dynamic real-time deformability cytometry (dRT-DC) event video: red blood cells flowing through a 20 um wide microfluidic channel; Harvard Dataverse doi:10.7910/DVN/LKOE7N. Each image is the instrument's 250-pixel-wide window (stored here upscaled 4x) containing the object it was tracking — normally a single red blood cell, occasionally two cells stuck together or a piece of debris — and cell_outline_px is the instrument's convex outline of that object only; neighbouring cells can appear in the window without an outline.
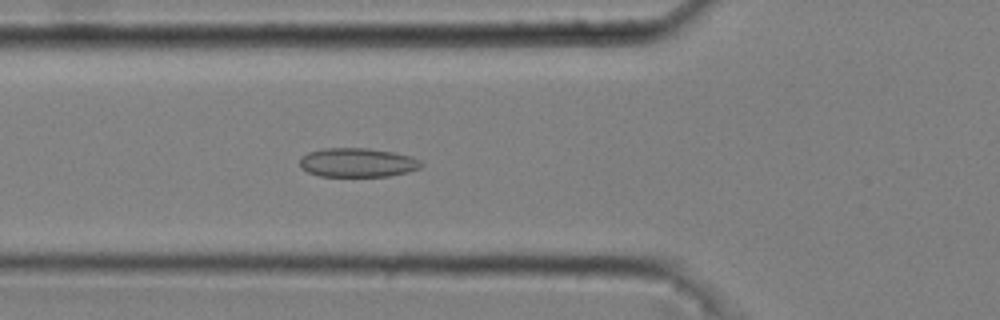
{"species": "common noctule bat (a hibernating species)", "species_latin": "Nyctalus noctula", "temperature_condition": "cold", "stored_images_in_passage": 52, "camera_frame_rate_fps": 3000, "um_per_image_px": 0.085, "animal": {"sex": "male", "body_mass_g": 20.4}, "frame": {"image": 1, "passage_image": 19, "time_ms": 6.0, "image_size_px": [1000, 320], "cell_outline_px": [[424, 164], [420, 168], [408, 172], [388, 176], [320, 176], [308, 172], [300, 168], [300, 160], [308, 152], [324, 148], [368, 148], [392, 152], [412, 156], [420, 160]], "centroid_in_image_um": [30.41, 13.82], "position_along_channel_um": 95.4, "area_um2": 20.58}}
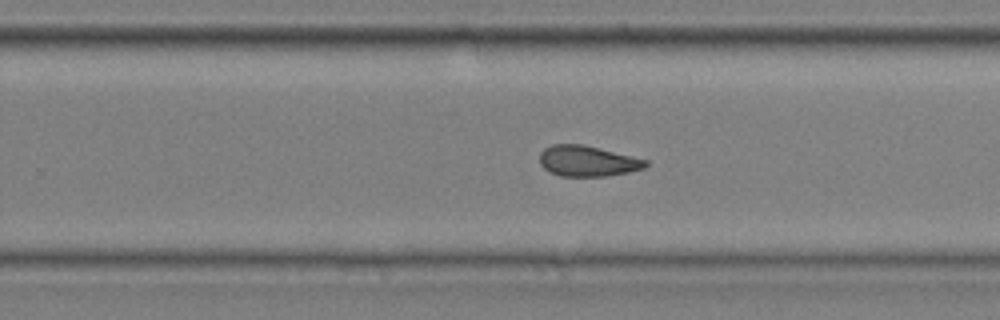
{"frame": {"image": 2, "passage_image": 34, "time_ms": 11.0, "image_size_px": [1000, 320], "cell_outline_px": [[648, 164], [644, 168], [628, 172], [604, 176], [560, 176], [544, 168], [540, 164], [540, 152], [544, 148], [552, 144], [584, 144], [648, 160]], "centroid_in_image_um": [49.93, 13.68], "position_along_channel_um": 279.9, "area_um2": 18.9}}
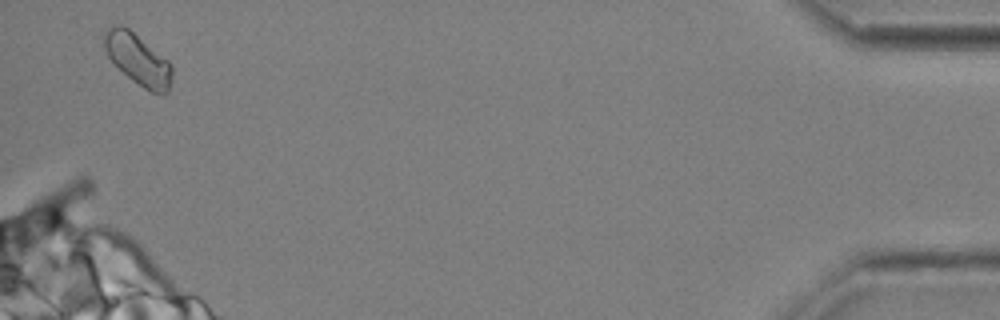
{"frame": {"image": 3, "passage_image": 51, "time_ms": 16.667, "image_size_px": [1000, 320], "cell_outline_px": [[172, 76], [168, 92], [152, 92], [144, 88], [132, 80], [108, 56], [104, 48], [100, 36], [108, 28], [128, 28], [168, 60], [172, 64]], "centroid_in_image_um": [11.72, 5.05], "position_along_channel_um": 423.5, "area_um2": 19.65}, "authors_computed_cell_mechanics": {"area_um2": 19.4208, "velocity_mm_per_s": 3.6905, "shape_relaxation_time_tau1_ms": null, "shape_relaxation_time_tau2_ms": 2.56, "deformation_change_tau1": null, "deformation_change_tau2": 0.0869}}